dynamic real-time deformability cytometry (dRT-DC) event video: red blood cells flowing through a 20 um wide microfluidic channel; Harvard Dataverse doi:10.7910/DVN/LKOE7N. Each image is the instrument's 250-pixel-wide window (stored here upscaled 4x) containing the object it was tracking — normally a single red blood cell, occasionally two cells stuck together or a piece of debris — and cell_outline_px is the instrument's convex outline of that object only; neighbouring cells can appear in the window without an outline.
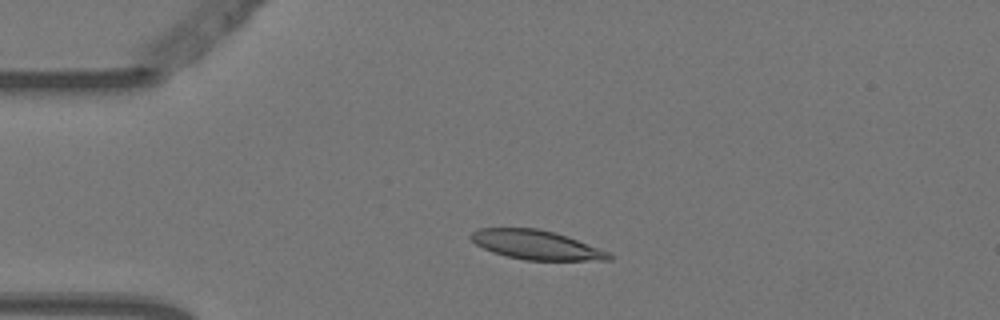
{"species": "Egyptian fruit bat (a non-hibernating species)", "species_latin": "Rousettus aegyptiacus", "temperature_condition": "warm", "stored_images_in_passage": 3, "camera_frame_rate_fps": 3000, "um_per_image_px": 0.085, "animal": {"sex": "female"}, "frame": {"image": 1, "passage_image": 3, "time_ms": 0.667, "image_size_px": [1000, 320], "cell_outline_px": [[612, 260], [524, 260], [492, 252], [476, 244], [468, 236], [472, 232], [480, 228], [536, 228], [568, 236], [608, 252], [612, 256]], "centroid_in_image_um": [45.56, 20.81], "position_along_channel_um": 39.4, "area_um2": 23.24}}